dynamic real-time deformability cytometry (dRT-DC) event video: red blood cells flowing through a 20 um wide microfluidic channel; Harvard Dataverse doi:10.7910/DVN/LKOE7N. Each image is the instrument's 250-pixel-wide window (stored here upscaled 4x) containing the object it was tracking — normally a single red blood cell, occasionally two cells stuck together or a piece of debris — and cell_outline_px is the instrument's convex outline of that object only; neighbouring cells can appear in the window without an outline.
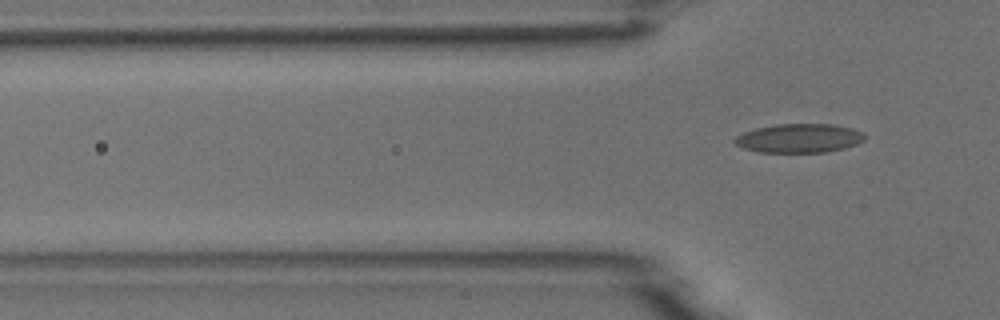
{"species": "common noctule bat (a hibernating species)", "species_latin": "Nyctalus noctula", "temperature_condition": "room temperature", "stored_images_in_passage": 6, "camera_frame_rate_fps": 3000, "um_per_image_px": 0.085, "animal": {"sex": "male", "body_mass_g": 18.8}, "frame": {"image": 1, "passage_image": 6, "time_ms": 6.0, "image_size_px": [1000, 320], "cell_outline_px": [[864, 140], [860, 144], [844, 148], [824, 152], [760, 152], [744, 148], [736, 144], [732, 140], [736, 136], [744, 132], [756, 128], [776, 124], [832, 124], [852, 128], [864, 132]], "centroid_in_image_um": [67.95, 11.74], "position_along_channel_um": 57.8, "area_um2": 21.96}}